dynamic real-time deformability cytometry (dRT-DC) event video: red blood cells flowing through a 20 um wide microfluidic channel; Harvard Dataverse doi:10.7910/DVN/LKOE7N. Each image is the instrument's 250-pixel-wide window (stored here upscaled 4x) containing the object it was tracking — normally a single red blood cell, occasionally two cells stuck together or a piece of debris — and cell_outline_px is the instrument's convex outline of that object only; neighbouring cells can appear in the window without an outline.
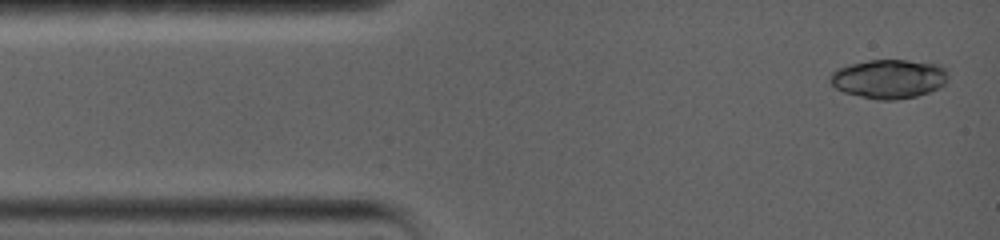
{"species": "common noctule bat (a hibernating species)", "species_latin": "Nyctalus noctula", "temperature_condition": "warm", "stored_images_in_passage": 4, "camera_frame_rate_fps": 5000, "um_per_image_px": 0.085, "animal": {"sex": "female", "body_mass_g": 19.0, "forearm_length_mm": 56.7}, "frame": {"image": 1, "passage_image": 1, "time_ms": 0.0, "image_size_px": [1000, 240], "cell_outline_px": [[948, 80], [940, 88], [916, 96], [896, 100], [876, 100], [844, 92], [836, 88], [828, 80], [832, 72], [836, 68], [848, 64], [868, 60], [908, 60], [940, 64], [948, 72]], "centroid_in_image_um": [75.56, 6.69], "position_along_channel_um": 9.4, "area_um2": 27.17}}